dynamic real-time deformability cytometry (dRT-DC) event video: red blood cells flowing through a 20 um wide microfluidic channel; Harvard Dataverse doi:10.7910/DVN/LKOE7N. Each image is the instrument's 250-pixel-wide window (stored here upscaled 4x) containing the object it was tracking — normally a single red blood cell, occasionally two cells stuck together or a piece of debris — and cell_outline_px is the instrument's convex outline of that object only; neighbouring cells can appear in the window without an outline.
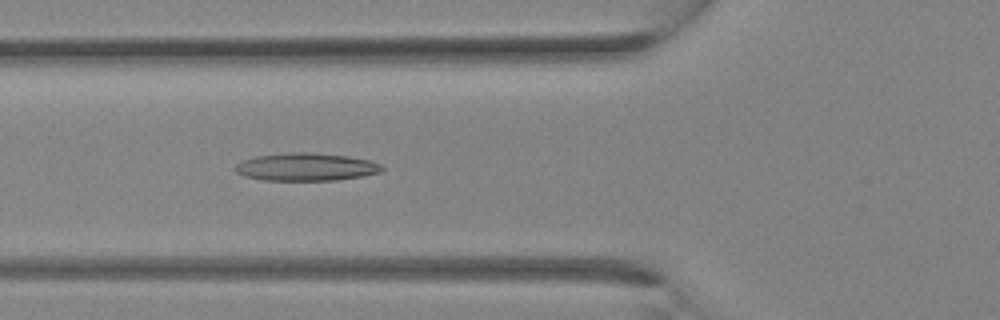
{"species": "Egyptian fruit bat (a non-hibernating species)", "species_latin": "Rousettus aegyptiacus", "temperature_condition": "room temperature", "stored_images_in_passage": 8, "camera_frame_rate_fps": 3000, "um_per_image_px": 0.085, "animal": {"sex": "female"}, "frame": {"image": 1, "passage_image": 8, "time_ms": 2.333, "image_size_px": [1000, 320], "cell_outline_px": [[384, 168], [380, 172], [360, 176], [336, 180], [264, 180], [244, 176], [236, 172], [232, 168], [236, 164], [244, 160], [256, 156], [288, 152], [308, 152], [348, 156], [368, 160], [380, 164]], "centroid_in_image_um": [25.97, 14.18], "position_along_channel_um": 99.8, "area_um2": 23.64}}